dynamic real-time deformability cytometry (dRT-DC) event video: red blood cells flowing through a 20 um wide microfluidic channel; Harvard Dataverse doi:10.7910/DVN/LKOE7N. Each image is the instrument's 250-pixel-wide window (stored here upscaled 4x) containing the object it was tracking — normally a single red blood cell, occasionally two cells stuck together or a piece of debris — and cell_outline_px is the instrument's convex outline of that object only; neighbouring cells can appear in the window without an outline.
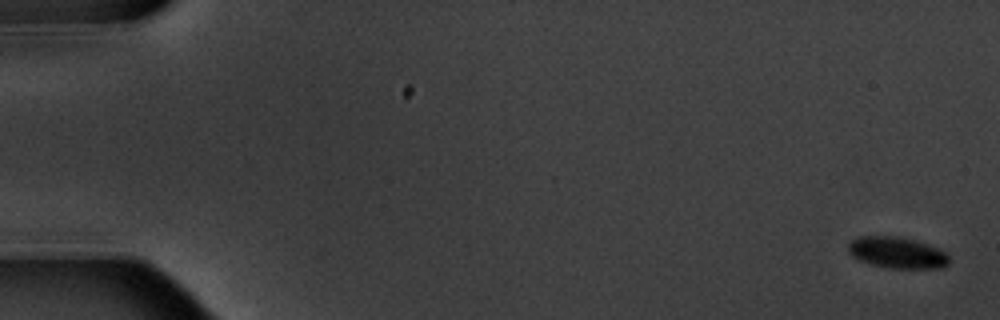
{"species": "common noctule bat (a hibernating species)", "species_latin": "Nyctalus noctula", "temperature_condition": "warm", "stored_images_in_passage": 6, "camera_frame_rate_fps": 3000, "um_per_image_px": 0.085, "animal": {"sex": "male", "body_mass_g": 20.1, "forearm_length_mm": 53.5}, "frame": {"image": 1, "passage_image": 1, "time_ms": 0.0, "image_size_px": [1000, 320], "cell_outline_px": [[948, 264], [940, 268], [888, 268], [872, 264], [860, 260], [852, 256], [848, 252], [848, 244], [852, 240], [860, 236], [896, 236], [912, 240], [936, 248], [944, 252], [948, 256]], "centroid_in_image_um": [76.21, 21.48], "position_along_channel_um": 8.8, "area_um2": 18.03}}